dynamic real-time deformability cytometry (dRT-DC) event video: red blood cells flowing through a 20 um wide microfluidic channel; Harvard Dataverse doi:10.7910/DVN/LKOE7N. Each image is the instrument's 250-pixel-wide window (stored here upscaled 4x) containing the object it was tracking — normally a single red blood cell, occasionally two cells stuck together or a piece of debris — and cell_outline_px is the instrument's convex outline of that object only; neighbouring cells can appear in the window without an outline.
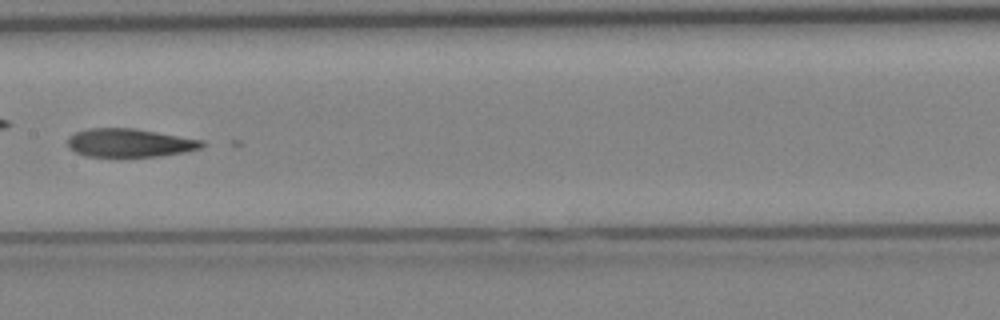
{"species": "Egyptian fruit bat (a non-hibernating species)", "species_latin": "Rousettus aegyptiacus", "temperature_condition": "cold", "stored_images_in_passage": 36, "camera_frame_rate_fps": 3000, "um_per_image_px": 0.085, "animal": {"sex": "female"}, "frame": {"image": 1, "passage_image": 17, "time_ms": 5.333, "image_size_px": [1000, 320], "cell_outline_px": [[208, 144], [200, 148], [180, 152], [156, 156], [88, 156], [76, 152], [68, 144], [68, 140], [76, 132], [88, 128], [132, 128], [204, 140]], "centroid_in_image_um": [11.05, 12.13], "position_along_channel_um": 196.3, "area_um2": 21.73}}
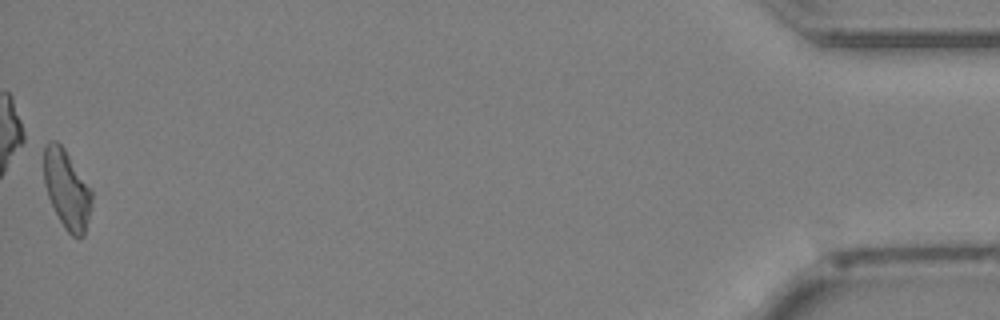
{"frame": {"image": 2, "passage_image": 36, "time_ms": 11.667, "image_size_px": [1000, 320], "cell_outline_px": [[92, 200], [88, 220], [84, 236], [72, 236], [64, 228], [48, 196], [44, 184], [44, 144], [48, 140], [56, 140], [64, 148], [92, 188]], "centroid_in_image_um": [5.68, 16.05], "position_along_channel_um": 429.5, "area_um2": 22.02}}